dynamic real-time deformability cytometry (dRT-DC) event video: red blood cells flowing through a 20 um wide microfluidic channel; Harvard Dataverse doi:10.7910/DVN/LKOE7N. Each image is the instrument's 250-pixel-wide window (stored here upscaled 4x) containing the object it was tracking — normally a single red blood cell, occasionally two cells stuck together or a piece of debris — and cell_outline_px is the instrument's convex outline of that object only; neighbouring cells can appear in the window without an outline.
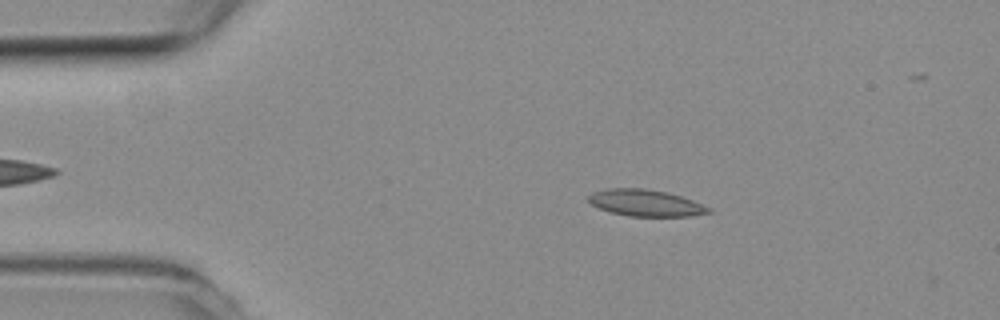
{"species": "common noctule bat (a hibernating species)", "species_latin": "Nyctalus noctula", "temperature_condition": "room temperature", "stored_images_in_passage": 45, "camera_frame_rate_fps": 3000, "um_per_image_px": 0.085, "animal": {"sex": "female", "body_mass_g": 19.3, "forearm_length_mm": 54.1}, "frame": {"image": 1, "passage_image": 9, "time_ms": 2.667, "image_size_px": [1000, 320], "cell_outline_px": [[712, 212], [688, 216], [628, 216], [608, 212], [592, 204], [588, 200], [588, 196], [592, 192], [604, 188], [644, 188], [668, 192], [692, 200], [712, 208]], "centroid_in_image_um": [54.86, 17.24], "position_along_channel_um": 30.1, "area_um2": 18.73}}
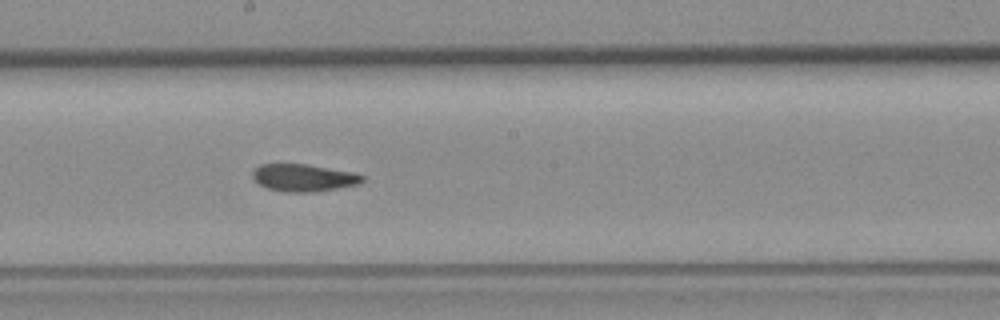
{"frame": {"image": 2, "passage_image": 28, "time_ms": 9.0, "image_size_px": [1000, 320], "cell_outline_px": [[364, 180], [360, 184], [316, 192], [288, 192], [268, 188], [260, 184], [252, 176], [252, 172], [260, 164], [308, 164], [352, 172], [364, 176]], "centroid_in_image_um": [25.84, 15.11], "position_along_channel_um": 222.4, "area_um2": 17.4}}
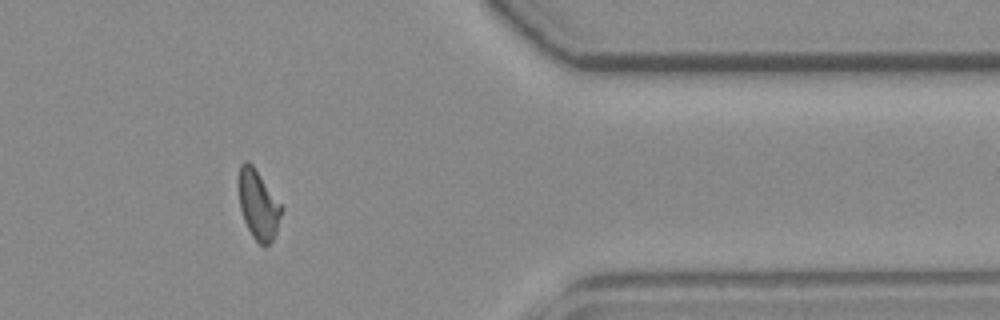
{"frame": {"image": 3, "passage_image": 43, "time_ms": 14.0, "image_size_px": [1000, 320], "cell_outline_px": [[284, 208], [276, 232], [272, 240], [264, 248], [252, 236], [244, 220], [240, 208], [236, 184], [236, 180], [240, 164], [244, 160], [248, 160], [252, 164]], "centroid_in_image_um": [21.91, 17.36], "position_along_channel_um": 389.5, "area_um2": 17.69}, "authors_computed_cell_mechanics": {"area_um2": 17.9758, "velocity_mm_per_s": 3.8202, "shape_relaxation_time_tau1_ms": null, "shape_relaxation_time_tau2_ms": 2.8043, "deformation_change_tau1": null, "deformation_change_tau2": 0.0776}}